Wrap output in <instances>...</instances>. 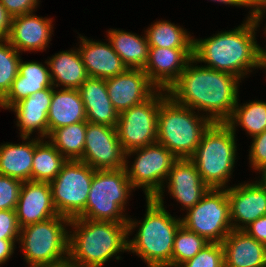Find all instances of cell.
Listing matches in <instances>:
<instances>
[{"mask_svg": "<svg viewBox=\"0 0 266 267\" xmlns=\"http://www.w3.org/2000/svg\"><path fill=\"white\" fill-rule=\"evenodd\" d=\"M197 64L194 58L187 63L178 80L167 90L168 95L185 107L204 112L213 123L226 122L239 101L241 79Z\"/></svg>", "mask_w": 266, "mask_h": 267, "instance_id": "obj_1", "label": "cell"}, {"mask_svg": "<svg viewBox=\"0 0 266 267\" xmlns=\"http://www.w3.org/2000/svg\"><path fill=\"white\" fill-rule=\"evenodd\" d=\"M244 21L235 29L218 31L209 38H193L194 60L205 63L207 68L231 73L241 80L254 69L266 70L262 47L255 37L260 25L255 17L248 15Z\"/></svg>", "mask_w": 266, "mask_h": 267, "instance_id": "obj_2", "label": "cell"}, {"mask_svg": "<svg viewBox=\"0 0 266 267\" xmlns=\"http://www.w3.org/2000/svg\"><path fill=\"white\" fill-rule=\"evenodd\" d=\"M127 223L70 219L68 255L79 267H103L109 259L121 260L119 252H128Z\"/></svg>", "mask_w": 266, "mask_h": 267, "instance_id": "obj_3", "label": "cell"}, {"mask_svg": "<svg viewBox=\"0 0 266 267\" xmlns=\"http://www.w3.org/2000/svg\"><path fill=\"white\" fill-rule=\"evenodd\" d=\"M154 198H146L143 220L128 218V236L136 227L135 237L128 238V252L136 253L148 267H171L174 237L182 225Z\"/></svg>", "mask_w": 266, "mask_h": 267, "instance_id": "obj_4", "label": "cell"}, {"mask_svg": "<svg viewBox=\"0 0 266 267\" xmlns=\"http://www.w3.org/2000/svg\"><path fill=\"white\" fill-rule=\"evenodd\" d=\"M212 123L206 115L177 103L167 95L159 107L157 142L178 159H188L195 153L204 132Z\"/></svg>", "mask_w": 266, "mask_h": 267, "instance_id": "obj_5", "label": "cell"}, {"mask_svg": "<svg viewBox=\"0 0 266 267\" xmlns=\"http://www.w3.org/2000/svg\"><path fill=\"white\" fill-rule=\"evenodd\" d=\"M225 123H212L204 132L195 153L189 158L203 182L211 189H226L234 171L237 140Z\"/></svg>", "mask_w": 266, "mask_h": 267, "instance_id": "obj_6", "label": "cell"}, {"mask_svg": "<svg viewBox=\"0 0 266 267\" xmlns=\"http://www.w3.org/2000/svg\"><path fill=\"white\" fill-rule=\"evenodd\" d=\"M135 190L125 168L95 170L85 210L78 216L92 221L128 222L125 206Z\"/></svg>", "mask_w": 266, "mask_h": 267, "instance_id": "obj_7", "label": "cell"}, {"mask_svg": "<svg viewBox=\"0 0 266 267\" xmlns=\"http://www.w3.org/2000/svg\"><path fill=\"white\" fill-rule=\"evenodd\" d=\"M134 155V163L130 165L127 159ZM177 160L171 151L156 142L125 152L124 168L135 190L142 188L146 198H154L159 204L164 205V184Z\"/></svg>", "mask_w": 266, "mask_h": 267, "instance_id": "obj_8", "label": "cell"}, {"mask_svg": "<svg viewBox=\"0 0 266 267\" xmlns=\"http://www.w3.org/2000/svg\"><path fill=\"white\" fill-rule=\"evenodd\" d=\"M70 219L61 215L24 226L19 240L28 267L52 263L68 256Z\"/></svg>", "mask_w": 266, "mask_h": 267, "instance_id": "obj_9", "label": "cell"}, {"mask_svg": "<svg viewBox=\"0 0 266 267\" xmlns=\"http://www.w3.org/2000/svg\"><path fill=\"white\" fill-rule=\"evenodd\" d=\"M182 225L208 242L222 243L233 230L226 189H209L202 199L186 211Z\"/></svg>", "mask_w": 266, "mask_h": 267, "instance_id": "obj_10", "label": "cell"}, {"mask_svg": "<svg viewBox=\"0 0 266 267\" xmlns=\"http://www.w3.org/2000/svg\"><path fill=\"white\" fill-rule=\"evenodd\" d=\"M94 169L80 160H67L50 182L53 203L59 215L77 218L84 210Z\"/></svg>", "mask_w": 266, "mask_h": 267, "instance_id": "obj_11", "label": "cell"}, {"mask_svg": "<svg viewBox=\"0 0 266 267\" xmlns=\"http://www.w3.org/2000/svg\"><path fill=\"white\" fill-rule=\"evenodd\" d=\"M167 95V91L157 90L145 102L119 114L116 130L125 152L157 142L159 107Z\"/></svg>", "mask_w": 266, "mask_h": 267, "instance_id": "obj_12", "label": "cell"}, {"mask_svg": "<svg viewBox=\"0 0 266 267\" xmlns=\"http://www.w3.org/2000/svg\"><path fill=\"white\" fill-rule=\"evenodd\" d=\"M80 161L94 170L124 168L125 151L118 139L116 127L87 122L83 156Z\"/></svg>", "mask_w": 266, "mask_h": 267, "instance_id": "obj_13", "label": "cell"}, {"mask_svg": "<svg viewBox=\"0 0 266 267\" xmlns=\"http://www.w3.org/2000/svg\"><path fill=\"white\" fill-rule=\"evenodd\" d=\"M233 230H244L266 215V188L258 181L244 182L227 188Z\"/></svg>", "mask_w": 266, "mask_h": 267, "instance_id": "obj_14", "label": "cell"}, {"mask_svg": "<svg viewBox=\"0 0 266 267\" xmlns=\"http://www.w3.org/2000/svg\"><path fill=\"white\" fill-rule=\"evenodd\" d=\"M105 82L110 101L119 114L145 102L158 90L143 69L127 68Z\"/></svg>", "mask_w": 266, "mask_h": 267, "instance_id": "obj_15", "label": "cell"}, {"mask_svg": "<svg viewBox=\"0 0 266 267\" xmlns=\"http://www.w3.org/2000/svg\"><path fill=\"white\" fill-rule=\"evenodd\" d=\"M192 58L193 48L149 47L148 60L143 70L158 90L167 91Z\"/></svg>", "mask_w": 266, "mask_h": 267, "instance_id": "obj_16", "label": "cell"}, {"mask_svg": "<svg viewBox=\"0 0 266 267\" xmlns=\"http://www.w3.org/2000/svg\"><path fill=\"white\" fill-rule=\"evenodd\" d=\"M15 213L21 228L57 216L50 182H23Z\"/></svg>", "mask_w": 266, "mask_h": 267, "instance_id": "obj_17", "label": "cell"}, {"mask_svg": "<svg viewBox=\"0 0 266 267\" xmlns=\"http://www.w3.org/2000/svg\"><path fill=\"white\" fill-rule=\"evenodd\" d=\"M52 18H43L34 12L12 18L7 40L19 52L45 51L53 34Z\"/></svg>", "mask_w": 266, "mask_h": 267, "instance_id": "obj_18", "label": "cell"}, {"mask_svg": "<svg viewBox=\"0 0 266 267\" xmlns=\"http://www.w3.org/2000/svg\"><path fill=\"white\" fill-rule=\"evenodd\" d=\"M165 184L168 193L181 204L183 211L194 207L210 189L189 158L178 159L173 164Z\"/></svg>", "mask_w": 266, "mask_h": 267, "instance_id": "obj_19", "label": "cell"}, {"mask_svg": "<svg viewBox=\"0 0 266 267\" xmlns=\"http://www.w3.org/2000/svg\"><path fill=\"white\" fill-rule=\"evenodd\" d=\"M53 88L37 91L14 104L9 110L16 114V126L20 137H31L38 132L39 139L48 138V111L51 105Z\"/></svg>", "mask_w": 266, "mask_h": 267, "instance_id": "obj_20", "label": "cell"}, {"mask_svg": "<svg viewBox=\"0 0 266 267\" xmlns=\"http://www.w3.org/2000/svg\"><path fill=\"white\" fill-rule=\"evenodd\" d=\"M78 51L89 77L108 79L124 72L127 67L114 51L111 43L93 41L81 36Z\"/></svg>", "mask_w": 266, "mask_h": 267, "instance_id": "obj_21", "label": "cell"}, {"mask_svg": "<svg viewBox=\"0 0 266 267\" xmlns=\"http://www.w3.org/2000/svg\"><path fill=\"white\" fill-rule=\"evenodd\" d=\"M25 61L20 59L18 74L7 95L0 101V107L10 109L14 104L31 96L37 91L53 88L47 60L44 62Z\"/></svg>", "mask_w": 266, "mask_h": 267, "instance_id": "obj_22", "label": "cell"}, {"mask_svg": "<svg viewBox=\"0 0 266 267\" xmlns=\"http://www.w3.org/2000/svg\"><path fill=\"white\" fill-rule=\"evenodd\" d=\"M78 91L85 106L87 122L117 126L119 113L110 101L105 79L89 77Z\"/></svg>", "mask_w": 266, "mask_h": 267, "instance_id": "obj_23", "label": "cell"}, {"mask_svg": "<svg viewBox=\"0 0 266 267\" xmlns=\"http://www.w3.org/2000/svg\"><path fill=\"white\" fill-rule=\"evenodd\" d=\"M222 245L228 267H266V246L244 230H232Z\"/></svg>", "mask_w": 266, "mask_h": 267, "instance_id": "obj_24", "label": "cell"}, {"mask_svg": "<svg viewBox=\"0 0 266 267\" xmlns=\"http://www.w3.org/2000/svg\"><path fill=\"white\" fill-rule=\"evenodd\" d=\"M77 122H87L85 106L78 89L53 87L48 111V136L57 128Z\"/></svg>", "mask_w": 266, "mask_h": 267, "instance_id": "obj_25", "label": "cell"}, {"mask_svg": "<svg viewBox=\"0 0 266 267\" xmlns=\"http://www.w3.org/2000/svg\"><path fill=\"white\" fill-rule=\"evenodd\" d=\"M50 77L56 88L78 89L88 78L78 48L60 51L47 59Z\"/></svg>", "mask_w": 266, "mask_h": 267, "instance_id": "obj_26", "label": "cell"}, {"mask_svg": "<svg viewBox=\"0 0 266 267\" xmlns=\"http://www.w3.org/2000/svg\"><path fill=\"white\" fill-rule=\"evenodd\" d=\"M24 142L0 144V174L23 182L32 181L35 137H21ZM27 141V142H26Z\"/></svg>", "mask_w": 266, "mask_h": 267, "instance_id": "obj_27", "label": "cell"}, {"mask_svg": "<svg viewBox=\"0 0 266 267\" xmlns=\"http://www.w3.org/2000/svg\"><path fill=\"white\" fill-rule=\"evenodd\" d=\"M114 51L128 69H144L148 60L149 44L144 36L119 29L106 31Z\"/></svg>", "mask_w": 266, "mask_h": 267, "instance_id": "obj_28", "label": "cell"}, {"mask_svg": "<svg viewBox=\"0 0 266 267\" xmlns=\"http://www.w3.org/2000/svg\"><path fill=\"white\" fill-rule=\"evenodd\" d=\"M225 123L235 135L238 126L245 129L250 138L261 134L266 130V102L253 100L240 104L237 101L232 116Z\"/></svg>", "mask_w": 266, "mask_h": 267, "instance_id": "obj_29", "label": "cell"}, {"mask_svg": "<svg viewBox=\"0 0 266 267\" xmlns=\"http://www.w3.org/2000/svg\"><path fill=\"white\" fill-rule=\"evenodd\" d=\"M67 159L47 140L35 138L32 181L51 182Z\"/></svg>", "mask_w": 266, "mask_h": 267, "instance_id": "obj_30", "label": "cell"}, {"mask_svg": "<svg viewBox=\"0 0 266 267\" xmlns=\"http://www.w3.org/2000/svg\"><path fill=\"white\" fill-rule=\"evenodd\" d=\"M87 122H77L54 129L48 141L67 159L80 160L83 156Z\"/></svg>", "mask_w": 266, "mask_h": 267, "instance_id": "obj_31", "label": "cell"}, {"mask_svg": "<svg viewBox=\"0 0 266 267\" xmlns=\"http://www.w3.org/2000/svg\"><path fill=\"white\" fill-rule=\"evenodd\" d=\"M149 47L193 48V36L180 25L167 20L156 21L144 31Z\"/></svg>", "mask_w": 266, "mask_h": 267, "instance_id": "obj_32", "label": "cell"}, {"mask_svg": "<svg viewBox=\"0 0 266 267\" xmlns=\"http://www.w3.org/2000/svg\"><path fill=\"white\" fill-rule=\"evenodd\" d=\"M208 243L204 237L181 225L174 237L171 267H179L192 259Z\"/></svg>", "mask_w": 266, "mask_h": 267, "instance_id": "obj_33", "label": "cell"}, {"mask_svg": "<svg viewBox=\"0 0 266 267\" xmlns=\"http://www.w3.org/2000/svg\"><path fill=\"white\" fill-rule=\"evenodd\" d=\"M20 53L7 39H0V101L9 92L18 74Z\"/></svg>", "mask_w": 266, "mask_h": 267, "instance_id": "obj_34", "label": "cell"}, {"mask_svg": "<svg viewBox=\"0 0 266 267\" xmlns=\"http://www.w3.org/2000/svg\"><path fill=\"white\" fill-rule=\"evenodd\" d=\"M224 264V249L222 243L209 242L192 259L179 267H222Z\"/></svg>", "mask_w": 266, "mask_h": 267, "instance_id": "obj_35", "label": "cell"}, {"mask_svg": "<svg viewBox=\"0 0 266 267\" xmlns=\"http://www.w3.org/2000/svg\"><path fill=\"white\" fill-rule=\"evenodd\" d=\"M23 181L0 174V210H15Z\"/></svg>", "mask_w": 266, "mask_h": 267, "instance_id": "obj_36", "label": "cell"}, {"mask_svg": "<svg viewBox=\"0 0 266 267\" xmlns=\"http://www.w3.org/2000/svg\"><path fill=\"white\" fill-rule=\"evenodd\" d=\"M249 149V165L254 170L261 171L266 168V130L252 137Z\"/></svg>", "mask_w": 266, "mask_h": 267, "instance_id": "obj_37", "label": "cell"}, {"mask_svg": "<svg viewBox=\"0 0 266 267\" xmlns=\"http://www.w3.org/2000/svg\"><path fill=\"white\" fill-rule=\"evenodd\" d=\"M20 230L15 210H0V239H19Z\"/></svg>", "mask_w": 266, "mask_h": 267, "instance_id": "obj_38", "label": "cell"}, {"mask_svg": "<svg viewBox=\"0 0 266 267\" xmlns=\"http://www.w3.org/2000/svg\"><path fill=\"white\" fill-rule=\"evenodd\" d=\"M40 0H0L1 4L6 8L7 12L12 16L29 14L36 11Z\"/></svg>", "mask_w": 266, "mask_h": 267, "instance_id": "obj_39", "label": "cell"}, {"mask_svg": "<svg viewBox=\"0 0 266 267\" xmlns=\"http://www.w3.org/2000/svg\"><path fill=\"white\" fill-rule=\"evenodd\" d=\"M244 231L259 243L266 246V215L259 217L256 221L248 225Z\"/></svg>", "mask_w": 266, "mask_h": 267, "instance_id": "obj_40", "label": "cell"}, {"mask_svg": "<svg viewBox=\"0 0 266 267\" xmlns=\"http://www.w3.org/2000/svg\"><path fill=\"white\" fill-rule=\"evenodd\" d=\"M19 239H0V267L11 258Z\"/></svg>", "mask_w": 266, "mask_h": 267, "instance_id": "obj_41", "label": "cell"}, {"mask_svg": "<svg viewBox=\"0 0 266 267\" xmlns=\"http://www.w3.org/2000/svg\"><path fill=\"white\" fill-rule=\"evenodd\" d=\"M12 16L0 2V39H7L11 29Z\"/></svg>", "mask_w": 266, "mask_h": 267, "instance_id": "obj_42", "label": "cell"}, {"mask_svg": "<svg viewBox=\"0 0 266 267\" xmlns=\"http://www.w3.org/2000/svg\"><path fill=\"white\" fill-rule=\"evenodd\" d=\"M242 4L250 8L248 16L256 17L266 7V0H242Z\"/></svg>", "mask_w": 266, "mask_h": 267, "instance_id": "obj_43", "label": "cell"}, {"mask_svg": "<svg viewBox=\"0 0 266 267\" xmlns=\"http://www.w3.org/2000/svg\"><path fill=\"white\" fill-rule=\"evenodd\" d=\"M32 267H79L73 260L72 258L68 255L62 260L52 262V263H43V264H38Z\"/></svg>", "mask_w": 266, "mask_h": 267, "instance_id": "obj_44", "label": "cell"}, {"mask_svg": "<svg viewBox=\"0 0 266 267\" xmlns=\"http://www.w3.org/2000/svg\"><path fill=\"white\" fill-rule=\"evenodd\" d=\"M214 2L222 3L230 6L243 7L242 0H211Z\"/></svg>", "mask_w": 266, "mask_h": 267, "instance_id": "obj_45", "label": "cell"}, {"mask_svg": "<svg viewBox=\"0 0 266 267\" xmlns=\"http://www.w3.org/2000/svg\"><path fill=\"white\" fill-rule=\"evenodd\" d=\"M265 15H266V7L255 17L259 25L262 23V20L266 18ZM264 34H266V26L264 28Z\"/></svg>", "mask_w": 266, "mask_h": 267, "instance_id": "obj_46", "label": "cell"}, {"mask_svg": "<svg viewBox=\"0 0 266 267\" xmlns=\"http://www.w3.org/2000/svg\"><path fill=\"white\" fill-rule=\"evenodd\" d=\"M259 174L262 176L258 181L266 188V168H263Z\"/></svg>", "mask_w": 266, "mask_h": 267, "instance_id": "obj_47", "label": "cell"}, {"mask_svg": "<svg viewBox=\"0 0 266 267\" xmlns=\"http://www.w3.org/2000/svg\"><path fill=\"white\" fill-rule=\"evenodd\" d=\"M262 53H263V56H264V58H265V60H266V49L262 48ZM265 71H266V70H265Z\"/></svg>", "mask_w": 266, "mask_h": 267, "instance_id": "obj_48", "label": "cell"}]
</instances>
